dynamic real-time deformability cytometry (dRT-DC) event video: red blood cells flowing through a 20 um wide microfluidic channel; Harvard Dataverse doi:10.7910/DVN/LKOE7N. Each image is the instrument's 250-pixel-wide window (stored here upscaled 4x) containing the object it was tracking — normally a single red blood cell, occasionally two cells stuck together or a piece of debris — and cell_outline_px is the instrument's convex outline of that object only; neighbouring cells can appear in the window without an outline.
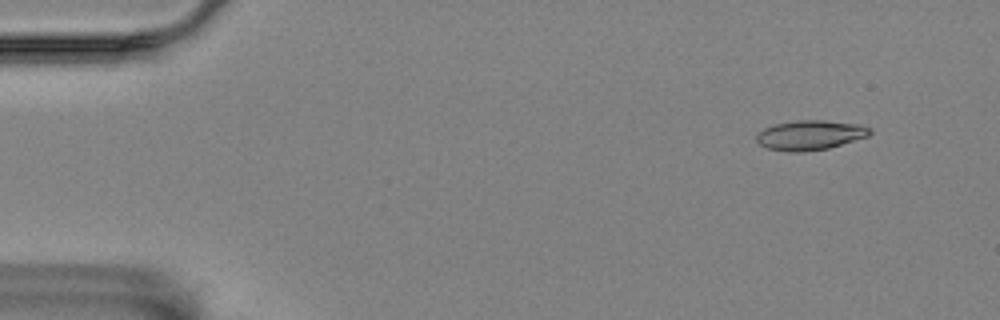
{"species": "Egyptian fruit bat (a non-hibernating species)", "species_latin": "Rousettus aegyptiacus", "temperature_condition": "room temperature", "stored_images_in_passage": 14, "camera_frame_rate_fps": 3000, "um_per_image_px": 0.085, "animal": {"sex": "female"}, "frame": {"image": 1, "passage_image": 1, "time_ms": 0.0, "image_size_px": [1000, 320], "cell_outline_px": [[872, 132], [868, 136], [828, 148], [804, 152], [788, 152], [768, 148], [760, 144], [756, 140], [756, 136], [764, 128], [776, 124], [800, 120], [824, 120], [860, 124], [872, 128]], "centroid_in_image_um": [68.89, 11.48], "position_along_channel_um": 16.1, "area_um2": 19.54}}
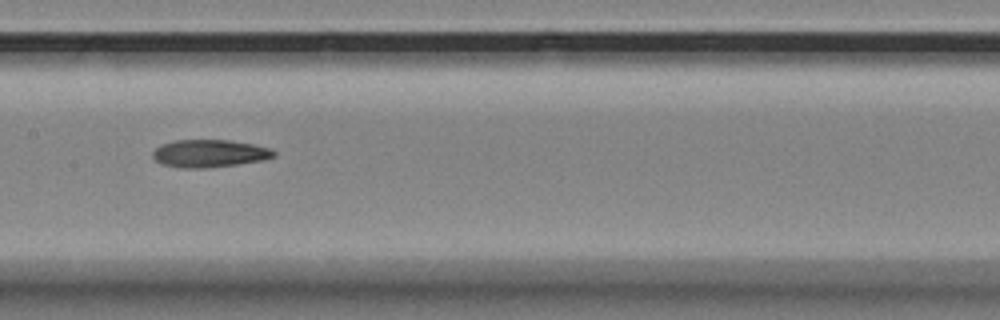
{"frame": {"image": 2, "passage_image": 7, "time_ms": 2.0, "image_size_px": [1000, 320], "cell_outline_px": [[276, 156], [264, 160], [236, 164], [204, 168], [180, 168], [160, 164], [152, 156], [152, 152], [160, 144], [176, 140], [228, 140], [252, 144], [268, 148], [276, 152]], "centroid_in_image_um": [17.77, 13.04], "position_along_channel_um": 189.6, "area_um2": 19.48}}
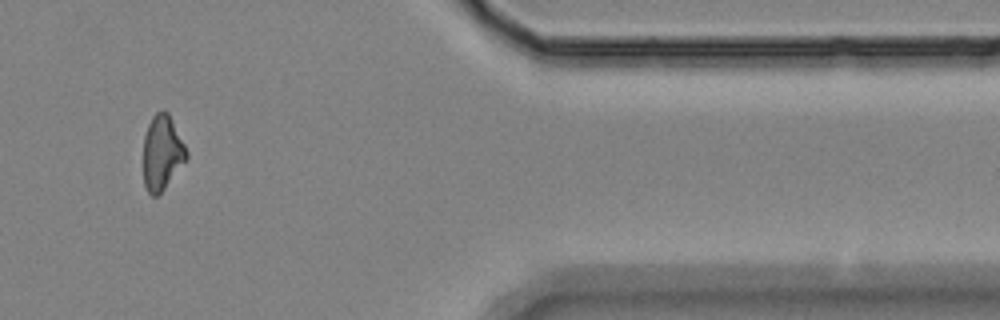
{"frame": {"image": 3, "passage_image": 12, "time_ms": 3.667, "image_size_px": [1000, 320], "cell_outline_px": [[188, 160], [164, 188], [156, 196], [152, 196], [148, 192], [144, 184], [144, 136], [148, 124], [152, 116], [156, 112], [168, 112], [188, 152]], "centroid_in_image_um": [13.79, 12.99], "position_along_channel_um": 397.6, "area_um2": 18.67}}